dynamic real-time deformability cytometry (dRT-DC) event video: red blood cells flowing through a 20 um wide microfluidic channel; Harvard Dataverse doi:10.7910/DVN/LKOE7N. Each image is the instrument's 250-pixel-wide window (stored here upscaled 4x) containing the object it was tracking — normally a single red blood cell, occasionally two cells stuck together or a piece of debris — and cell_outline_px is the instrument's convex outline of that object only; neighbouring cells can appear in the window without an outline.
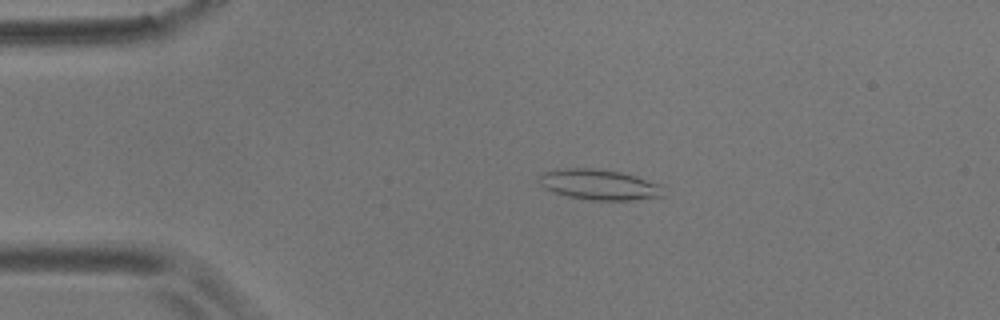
{"species": "common noctule bat (a hibernating species)", "species_latin": "Nyctalus noctula", "temperature_condition": "room temperature", "stored_images_in_passage": 50, "camera_frame_rate_fps": 3000, "um_per_image_px": 0.085, "animal": {"sex": "male", "body_mass_g": 17.9}, "frame": {"image": 1, "passage_image": 5, "time_ms": 1.333, "image_size_px": [1000, 320], "cell_outline_px": [[664, 196], [636, 200], [592, 200], [568, 196], [544, 188], [536, 180], [544, 172], [564, 168], [592, 168], [620, 172], [636, 176], [660, 184]], "centroid_in_image_um": [50.93, 15.69], "position_along_channel_um": 34.1, "area_um2": 21.96}}
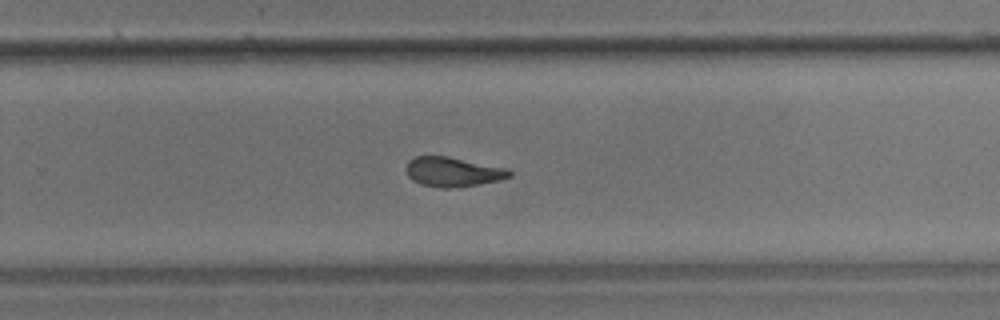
{"frame": {"image": 2, "passage_image": 30, "time_ms": 9.667, "image_size_px": [1000, 320], "cell_outline_px": [[512, 176], [500, 180], [456, 188], [440, 188], [420, 184], [412, 180], [408, 176], [408, 160], [416, 156], [448, 156], [508, 168], [512, 172]], "centroid_in_image_um": [38.53, 14.61], "position_along_channel_um": 291.3, "area_um2": 17.86}}
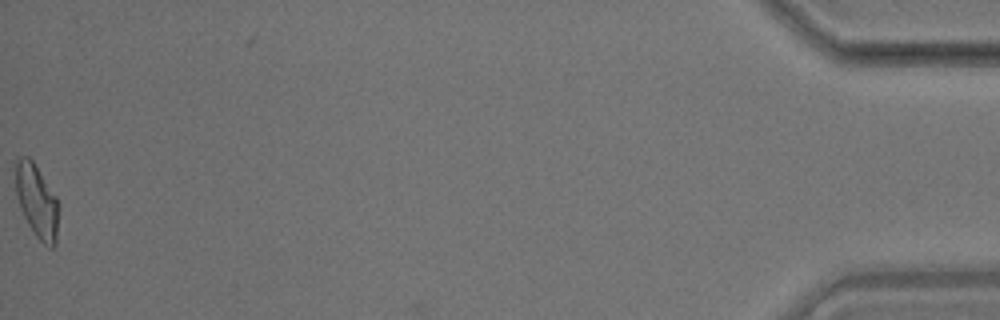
{"frame": {"image": 3, "passage_image": 50, "time_ms": 16.333, "image_size_px": [1000, 320], "cell_outline_px": [[60, 208], [56, 244], [52, 248], [48, 248], [36, 236], [28, 224], [20, 208], [16, 196], [16, 160], [20, 156], [28, 156], [32, 160], [56, 196], [60, 204]], "centroid_in_image_um": [3.16, 17.13], "position_along_channel_um": 432.0, "area_um2": 18.61}, "authors_computed_cell_mechanics": {"area_um2": 18.3226, "velocity_mm_per_s": 3.5767, "shape_relaxation_time_tau1_ms": 9.7402, "shape_relaxation_time_tau2_ms": 2.7384, "deformation_change_tau1": 0.2353, "deformation_change_tau2": 0.1063}}